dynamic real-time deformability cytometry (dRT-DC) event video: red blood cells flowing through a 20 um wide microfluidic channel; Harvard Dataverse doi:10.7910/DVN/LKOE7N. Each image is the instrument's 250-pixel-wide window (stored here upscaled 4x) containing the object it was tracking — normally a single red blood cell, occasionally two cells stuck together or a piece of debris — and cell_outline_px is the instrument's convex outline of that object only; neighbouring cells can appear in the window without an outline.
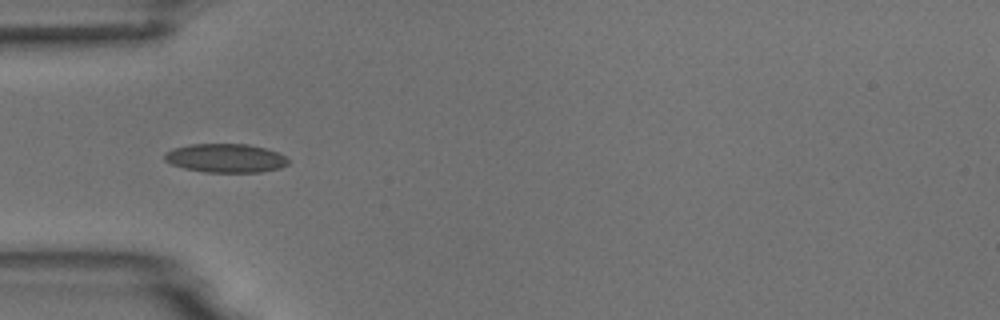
{"species": "common noctule bat (a hibernating species)", "species_latin": "Nyctalus noctula", "temperature_condition": "room temperature", "stored_images_in_passage": 7, "camera_frame_rate_fps": 3000, "um_per_image_px": 0.085, "animal": {"sex": "male", "body_mass_g": 18.8}, "frame": {"image": 1, "passage_image": 5, "time_ms": 5.333, "image_size_px": [1000, 320], "cell_outline_px": [[288, 164], [280, 168], [260, 172], [204, 172], [184, 168], [172, 164], [164, 160], [164, 152], [172, 148], [192, 144], [248, 144], [264, 148], [276, 152], [284, 156], [288, 160]], "centroid_in_image_um": [19.14, 13.44], "position_along_channel_um": 65.9, "area_um2": 20.69}}